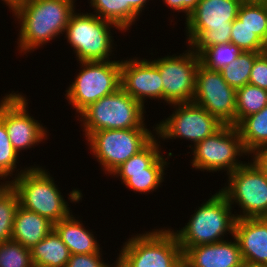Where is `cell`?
<instances>
[{
  "label": "cell",
  "instance_id": "8992f818",
  "mask_svg": "<svg viewBox=\"0 0 267 267\" xmlns=\"http://www.w3.org/2000/svg\"><path fill=\"white\" fill-rule=\"evenodd\" d=\"M113 25V26H112ZM111 27L122 30L110 21L103 20L92 13L71 15L66 26L65 38L73 47L78 61H109L113 50Z\"/></svg>",
  "mask_w": 267,
  "mask_h": 267
},
{
  "label": "cell",
  "instance_id": "1f68e13d",
  "mask_svg": "<svg viewBox=\"0 0 267 267\" xmlns=\"http://www.w3.org/2000/svg\"><path fill=\"white\" fill-rule=\"evenodd\" d=\"M95 15L110 21L123 31V0H89Z\"/></svg>",
  "mask_w": 267,
  "mask_h": 267
},
{
  "label": "cell",
  "instance_id": "60d3db41",
  "mask_svg": "<svg viewBox=\"0 0 267 267\" xmlns=\"http://www.w3.org/2000/svg\"><path fill=\"white\" fill-rule=\"evenodd\" d=\"M241 267H265V266H251V265L243 264Z\"/></svg>",
  "mask_w": 267,
  "mask_h": 267
},
{
  "label": "cell",
  "instance_id": "30bf717a",
  "mask_svg": "<svg viewBox=\"0 0 267 267\" xmlns=\"http://www.w3.org/2000/svg\"><path fill=\"white\" fill-rule=\"evenodd\" d=\"M191 149L193 159L190 163L193 168L206 172L226 170L227 175L244 164L238 160L240 156L249 157L243 147L240 133L234 125H223Z\"/></svg>",
  "mask_w": 267,
  "mask_h": 267
},
{
  "label": "cell",
  "instance_id": "8d00e7d4",
  "mask_svg": "<svg viewBox=\"0 0 267 267\" xmlns=\"http://www.w3.org/2000/svg\"><path fill=\"white\" fill-rule=\"evenodd\" d=\"M250 155L253 164L267 176V144L255 149Z\"/></svg>",
  "mask_w": 267,
  "mask_h": 267
},
{
  "label": "cell",
  "instance_id": "5b68a950",
  "mask_svg": "<svg viewBox=\"0 0 267 267\" xmlns=\"http://www.w3.org/2000/svg\"><path fill=\"white\" fill-rule=\"evenodd\" d=\"M144 107L121 87L90 104L78 116L85 137L99 130L147 128Z\"/></svg>",
  "mask_w": 267,
  "mask_h": 267
},
{
  "label": "cell",
  "instance_id": "e0dca14e",
  "mask_svg": "<svg viewBox=\"0 0 267 267\" xmlns=\"http://www.w3.org/2000/svg\"><path fill=\"white\" fill-rule=\"evenodd\" d=\"M134 58L121 60V88L143 107L146 98L163 100L162 78L156 65Z\"/></svg>",
  "mask_w": 267,
  "mask_h": 267
},
{
  "label": "cell",
  "instance_id": "ffe728a7",
  "mask_svg": "<svg viewBox=\"0 0 267 267\" xmlns=\"http://www.w3.org/2000/svg\"><path fill=\"white\" fill-rule=\"evenodd\" d=\"M52 230H54V223L48 218L24 209L19 205L13 223L11 240L31 249Z\"/></svg>",
  "mask_w": 267,
  "mask_h": 267
},
{
  "label": "cell",
  "instance_id": "277c9868",
  "mask_svg": "<svg viewBox=\"0 0 267 267\" xmlns=\"http://www.w3.org/2000/svg\"><path fill=\"white\" fill-rule=\"evenodd\" d=\"M231 210L230 203L220 191L203 202L194 210L187 225L173 231L182 252L189 247L224 241L226 233L233 237L237 218Z\"/></svg>",
  "mask_w": 267,
  "mask_h": 267
},
{
  "label": "cell",
  "instance_id": "ac0fdd59",
  "mask_svg": "<svg viewBox=\"0 0 267 267\" xmlns=\"http://www.w3.org/2000/svg\"><path fill=\"white\" fill-rule=\"evenodd\" d=\"M234 237L244 264L267 267V217L237 219Z\"/></svg>",
  "mask_w": 267,
  "mask_h": 267
},
{
  "label": "cell",
  "instance_id": "5bb4252c",
  "mask_svg": "<svg viewBox=\"0 0 267 267\" xmlns=\"http://www.w3.org/2000/svg\"><path fill=\"white\" fill-rule=\"evenodd\" d=\"M184 52L152 60L162 78L163 100L170 106L192 102L195 96L200 57L190 47Z\"/></svg>",
  "mask_w": 267,
  "mask_h": 267
},
{
  "label": "cell",
  "instance_id": "4316f807",
  "mask_svg": "<svg viewBox=\"0 0 267 267\" xmlns=\"http://www.w3.org/2000/svg\"><path fill=\"white\" fill-rule=\"evenodd\" d=\"M237 18L261 39L267 30V2L263 0H244Z\"/></svg>",
  "mask_w": 267,
  "mask_h": 267
},
{
  "label": "cell",
  "instance_id": "d6986e66",
  "mask_svg": "<svg viewBox=\"0 0 267 267\" xmlns=\"http://www.w3.org/2000/svg\"><path fill=\"white\" fill-rule=\"evenodd\" d=\"M244 264L239 243L224 240L189 247L183 253L184 267H241Z\"/></svg>",
  "mask_w": 267,
  "mask_h": 267
},
{
  "label": "cell",
  "instance_id": "f546056e",
  "mask_svg": "<svg viewBox=\"0 0 267 267\" xmlns=\"http://www.w3.org/2000/svg\"><path fill=\"white\" fill-rule=\"evenodd\" d=\"M18 157L19 154L11 144L5 123L0 119V180L4 179L5 181L8 176L14 178L15 174L13 173L17 167Z\"/></svg>",
  "mask_w": 267,
  "mask_h": 267
},
{
  "label": "cell",
  "instance_id": "ba28073f",
  "mask_svg": "<svg viewBox=\"0 0 267 267\" xmlns=\"http://www.w3.org/2000/svg\"><path fill=\"white\" fill-rule=\"evenodd\" d=\"M172 229H153L135 234L120 254L133 267H182L183 252Z\"/></svg>",
  "mask_w": 267,
  "mask_h": 267
},
{
  "label": "cell",
  "instance_id": "3957f363",
  "mask_svg": "<svg viewBox=\"0 0 267 267\" xmlns=\"http://www.w3.org/2000/svg\"><path fill=\"white\" fill-rule=\"evenodd\" d=\"M2 184H10L17 192L21 207L48 218L52 223L71 214V208L61 195L54 178L43 167H27L18 171L13 180Z\"/></svg>",
  "mask_w": 267,
  "mask_h": 267
},
{
  "label": "cell",
  "instance_id": "d4e9b609",
  "mask_svg": "<svg viewBox=\"0 0 267 267\" xmlns=\"http://www.w3.org/2000/svg\"><path fill=\"white\" fill-rule=\"evenodd\" d=\"M19 207V197L10 184L0 182V243L12 238L13 223Z\"/></svg>",
  "mask_w": 267,
  "mask_h": 267
},
{
  "label": "cell",
  "instance_id": "ab89813d",
  "mask_svg": "<svg viewBox=\"0 0 267 267\" xmlns=\"http://www.w3.org/2000/svg\"><path fill=\"white\" fill-rule=\"evenodd\" d=\"M263 52H267V30L264 38L262 39Z\"/></svg>",
  "mask_w": 267,
  "mask_h": 267
},
{
  "label": "cell",
  "instance_id": "2e32d148",
  "mask_svg": "<svg viewBox=\"0 0 267 267\" xmlns=\"http://www.w3.org/2000/svg\"><path fill=\"white\" fill-rule=\"evenodd\" d=\"M192 102L206 109L224 125L235 126L236 89L224 80L220 71L199 64Z\"/></svg>",
  "mask_w": 267,
  "mask_h": 267
},
{
  "label": "cell",
  "instance_id": "4dcf8cb0",
  "mask_svg": "<svg viewBox=\"0 0 267 267\" xmlns=\"http://www.w3.org/2000/svg\"><path fill=\"white\" fill-rule=\"evenodd\" d=\"M230 43L245 52L263 53L262 39L238 18L232 23Z\"/></svg>",
  "mask_w": 267,
  "mask_h": 267
},
{
  "label": "cell",
  "instance_id": "83f0119b",
  "mask_svg": "<svg viewBox=\"0 0 267 267\" xmlns=\"http://www.w3.org/2000/svg\"><path fill=\"white\" fill-rule=\"evenodd\" d=\"M241 52L235 44L224 43L206 48L199 57L206 68L219 71L236 60Z\"/></svg>",
  "mask_w": 267,
  "mask_h": 267
},
{
  "label": "cell",
  "instance_id": "44dd1931",
  "mask_svg": "<svg viewBox=\"0 0 267 267\" xmlns=\"http://www.w3.org/2000/svg\"><path fill=\"white\" fill-rule=\"evenodd\" d=\"M82 225V221L71 213L67 218L54 223V230L68 247L71 255L101 253L93 231L86 230Z\"/></svg>",
  "mask_w": 267,
  "mask_h": 267
},
{
  "label": "cell",
  "instance_id": "f35d334b",
  "mask_svg": "<svg viewBox=\"0 0 267 267\" xmlns=\"http://www.w3.org/2000/svg\"><path fill=\"white\" fill-rule=\"evenodd\" d=\"M113 265L115 267H133L121 254L118 255L117 260Z\"/></svg>",
  "mask_w": 267,
  "mask_h": 267
},
{
  "label": "cell",
  "instance_id": "e575fe53",
  "mask_svg": "<svg viewBox=\"0 0 267 267\" xmlns=\"http://www.w3.org/2000/svg\"><path fill=\"white\" fill-rule=\"evenodd\" d=\"M102 258V253L73 254L67 262L66 267H109Z\"/></svg>",
  "mask_w": 267,
  "mask_h": 267
},
{
  "label": "cell",
  "instance_id": "6da1fadb",
  "mask_svg": "<svg viewBox=\"0 0 267 267\" xmlns=\"http://www.w3.org/2000/svg\"><path fill=\"white\" fill-rule=\"evenodd\" d=\"M74 3L75 0H29L16 9L12 14L21 27L17 39L19 53H31L63 35L75 12Z\"/></svg>",
  "mask_w": 267,
  "mask_h": 267
},
{
  "label": "cell",
  "instance_id": "74e56055",
  "mask_svg": "<svg viewBox=\"0 0 267 267\" xmlns=\"http://www.w3.org/2000/svg\"><path fill=\"white\" fill-rule=\"evenodd\" d=\"M2 1L6 3L5 5L8 6V8L12 10L13 13L16 9L27 3L29 0H2Z\"/></svg>",
  "mask_w": 267,
  "mask_h": 267
},
{
  "label": "cell",
  "instance_id": "f1b7e54d",
  "mask_svg": "<svg viewBox=\"0 0 267 267\" xmlns=\"http://www.w3.org/2000/svg\"><path fill=\"white\" fill-rule=\"evenodd\" d=\"M0 267H34L30 249L13 240L1 242Z\"/></svg>",
  "mask_w": 267,
  "mask_h": 267
},
{
  "label": "cell",
  "instance_id": "9c48e42d",
  "mask_svg": "<svg viewBox=\"0 0 267 267\" xmlns=\"http://www.w3.org/2000/svg\"><path fill=\"white\" fill-rule=\"evenodd\" d=\"M154 137L147 128L107 129L91 133L86 140L102 170L111 174Z\"/></svg>",
  "mask_w": 267,
  "mask_h": 267
},
{
  "label": "cell",
  "instance_id": "52a82bcc",
  "mask_svg": "<svg viewBox=\"0 0 267 267\" xmlns=\"http://www.w3.org/2000/svg\"><path fill=\"white\" fill-rule=\"evenodd\" d=\"M81 71L65 90L67 101L81 113L90 104L121 87V61H79ZM83 67V68H82Z\"/></svg>",
  "mask_w": 267,
  "mask_h": 267
},
{
  "label": "cell",
  "instance_id": "9a60e30c",
  "mask_svg": "<svg viewBox=\"0 0 267 267\" xmlns=\"http://www.w3.org/2000/svg\"><path fill=\"white\" fill-rule=\"evenodd\" d=\"M26 98L21 93L12 92L0 100V119L5 123L11 144L18 154L48 139L47 128L29 115Z\"/></svg>",
  "mask_w": 267,
  "mask_h": 267
},
{
  "label": "cell",
  "instance_id": "8fae6325",
  "mask_svg": "<svg viewBox=\"0 0 267 267\" xmlns=\"http://www.w3.org/2000/svg\"><path fill=\"white\" fill-rule=\"evenodd\" d=\"M228 176L227 186L219 191L232 205L241 208L236 218L267 217V176L252 161L245 162Z\"/></svg>",
  "mask_w": 267,
  "mask_h": 267
},
{
  "label": "cell",
  "instance_id": "cb8c5ba5",
  "mask_svg": "<svg viewBox=\"0 0 267 267\" xmlns=\"http://www.w3.org/2000/svg\"><path fill=\"white\" fill-rule=\"evenodd\" d=\"M267 105V90L246 84L236 90L235 126L245 117L261 111Z\"/></svg>",
  "mask_w": 267,
  "mask_h": 267
},
{
  "label": "cell",
  "instance_id": "836d02e7",
  "mask_svg": "<svg viewBox=\"0 0 267 267\" xmlns=\"http://www.w3.org/2000/svg\"><path fill=\"white\" fill-rule=\"evenodd\" d=\"M248 83L267 90V52L255 59Z\"/></svg>",
  "mask_w": 267,
  "mask_h": 267
},
{
  "label": "cell",
  "instance_id": "7c38bea8",
  "mask_svg": "<svg viewBox=\"0 0 267 267\" xmlns=\"http://www.w3.org/2000/svg\"><path fill=\"white\" fill-rule=\"evenodd\" d=\"M171 107L175 108L172 115L157 123L152 130L162 141L182 138L194 143L189 145V148H192L224 125L206 109L193 102L172 104Z\"/></svg>",
  "mask_w": 267,
  "mask_h": 267
},
{
  "label": "cell",
  "instance_id": "d590c367",
  "mask_svg": "<svg viewBox=\"0 0 267 267\" xmlns=\"http://www.w3.org/2000/svg\"><path fill=\"white\" fill-rule=\"evenodd\" d=\"M163 2L171 10L185 13L187 19L200 0H163Z\"/></svg>",
  "mask_w": 267,
  "mask_h": 267
},
{
  "label": "cell",
  "instance_id": "7402d4cb",
  "mask_svg": "<svg viewBox=\"0 0 267 267\" xmlns=\"http://www.w3.org/2000/svg\"><path fill=\"white\" fill-rule=\"evenodd\" d=\"M34 267H66L70 251L55 230L31 249Z\"/></svg>",
  "mask_w": 267,
  "mask_h": 267
},
{
  "label": "cell",
  "instance_id": "484cf974",
  "mask_svg": "<svg viewBox=\"0 0 267 267\" xmlns=\"http://www.w3.org/2000/svg\"><path fill=\"white\" fill-rule=\"evenodd\" d=\"M260 54L242 51L230 65L219 70L224 80L236 90L248 84L255 59Z\"/></svg>",
  "mask_w": 267,
  "mask_h": 267
},
{
  "label": "cell",
  "instance_id": "7a4b0ae2",
  "mask_svg": "<svg viewBox=\"0 0 267 267\" xmlns=\"http://www.w3.org/2000/svg\"><path fill=\"white\" fill-rule=\"evenodd\" d=\"M244 0H200L185 20L186 42L196 54L218 44L230 43L232 23Z\"/></svg>",
  "mask_w": 267,
  "mask_h": 267
},
{
  "label": "cell",
  "instance_id": "d6a6232c",
  "mask_svg": "<svg viewBox=\"0 0 267 267\" xmlns=\"http://www.w3.org/2000/svg\"><path fill=\"white\" fill-rule=\"evenodd\" d=\"M147 1L149 2V0H123V32L135 24L140 13L144 11Z\"/></svg>",
  "mask_w": 267,
  "mask_h": 267
},
{
  "label": "cell",
  "instance_id": "4fadbf2b",
  "mask_svg": "<svg viewBox=\"0 0 267 267\" xmlns=\"http://www.w3.org/2000/svg\"><path fill=\"white\" fill-rule=\"evenodd\" d=\"M158 140L155 135L141 151L131 156L110 175L120 176L121 183L134 192L141 194L154 192L164 182L165 168L169 164L167 161L173 156V153L169 152L167 159L164 158Z\"/></svg>",
  "mask_w": 267,
  "mask_h": 267
},
{
  "label": "cell",
  "instance_id": "603a6c76",
  "mask_svg": "<svg viewBox=\"0 0 267 267\" xmlns=\"http://www.w3.org/2000/svg\"><path fill=\"white\" fill-rule=\"evenodd\" d=\"M245 151L250 155L267 144V105L259 112L245 117L237 126Z\"/></svg>",
  "mask_w": 267,
  "mask_h": 267
}]
</instances>
